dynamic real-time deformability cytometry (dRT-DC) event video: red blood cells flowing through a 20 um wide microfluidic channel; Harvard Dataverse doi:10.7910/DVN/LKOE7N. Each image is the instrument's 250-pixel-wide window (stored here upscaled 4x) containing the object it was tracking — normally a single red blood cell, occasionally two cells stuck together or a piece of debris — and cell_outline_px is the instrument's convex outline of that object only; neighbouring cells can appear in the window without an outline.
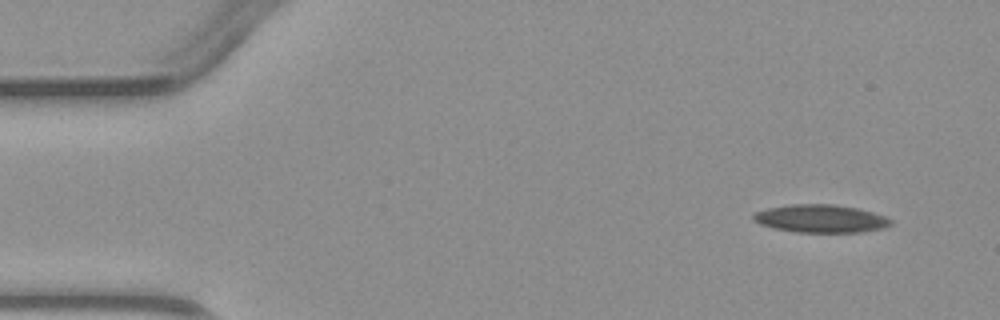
{"species": "common noctule bat (a hibernating species)", "species_latin": "Nyctalus noctula", "temperature_condition": "warm", "stored_images_in_passage": 3, "camera_frame_rate_fps": 3000, "um_per_image_px": 0.085, "animal": {"sex": "male", "body_mass_g": 23.1, "forearm_length_mm": 52.7}, "frame": {"image": 1, "passage_image": 1, "time_ms": 0.0, "image_size_px": [1000, 320], "cell_outline_px": [[892, 224], [884, 228], [860, 232], [796, 232], [772, 228], [760, 224], [752, 220], [752, 212], [768, 208], [792, 204], [832, 204], [856, 208], [872, 212], [884, 216], [892, 220]], "centroid_in_image_um": [69.71, 18.58], "position_along_channel_um": 15.3, "area_um2": 22.43}}
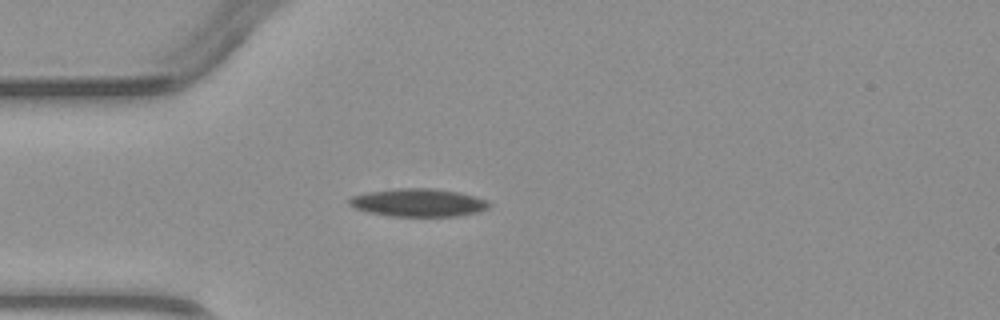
{"frame": {"image": 2, "passage_image": 3, "time_ms": 3.0, "image_size_px": [1000, 320], "cell_outline_px": [[492, 204], [488, 208], [476, 212], [456, 216], [392, 216], [372, 212], [356, 208], [348, 204], [348, 200], [352, 196], [368, 192], [400, 188], [432, 188], [460, 192], [488, 200]], "centroid_in_image_um": [35.6, 17.21], "position_along_channel_um": 49.4, "area_um2": 22.6}}